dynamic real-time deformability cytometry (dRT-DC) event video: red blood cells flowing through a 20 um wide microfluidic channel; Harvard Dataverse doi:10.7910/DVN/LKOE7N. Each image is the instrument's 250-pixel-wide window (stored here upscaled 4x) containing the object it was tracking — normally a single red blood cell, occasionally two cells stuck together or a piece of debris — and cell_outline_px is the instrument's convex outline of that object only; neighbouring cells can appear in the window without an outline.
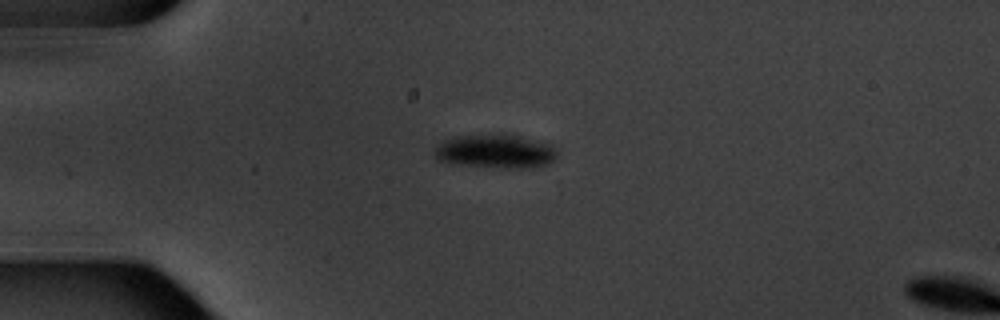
{"species": "common noctule bat (a hibernating species)", "species_latin": "Nyctalus noctula", "temperature_condition": "warm", "stored_images_in_passage": 4, "camera_frame_rate_fps": 3000, "um_per_image_px": 0.085, "animal": {"sex": "male", "body_mass_g": 20.1, "forearm_length_mm": 53.5}, "frame": {"image": 1, "passage_image": 3, "time_ms": 3.333, "image_size_px": [1000, 320], "cell_outline_px": [[560, 152], [556, 160], [548, 164], [528, 168], [508, 168], [456, 164], [440, 160], [432, 152], [444, 140], [456, 136], [492, 132], [512, 132], [544, 140], [552, 144]], "centroid_in_image_um": [42.25, 12.8], "position_along_channel_um": 42.7, "area_um2": 25.49}}